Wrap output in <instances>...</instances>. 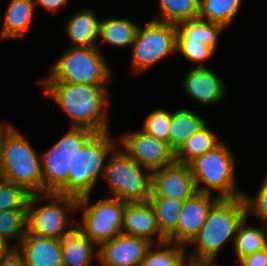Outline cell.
I'll return each mask as SVG.
<instances>
[{
	"instance_id": "obj_40",
	"label": "cell",
	"mask_w": 267,
	"mask_h": 266,
	"mask_svg": "<svg viewBox=\"0 0 267 266\" xmlns=\"http://www.w3.org/2000/svg\"><path fill=\"white\" fill-rule=\"evenodd\" d=\"M184 266H218L217 261H194L188 259Z\"/></svg>"
},
{
	"instance_id": "obj_41",
	"label": "cell",
	"mask_w": 267,
	"mask_h": 266,
	"mask_svg": "<svg viewBox=\"0 0 267 266\" xmlns=\"http://www.w3.org/2000/svg\"><path fill=\"white\" fill-rule=\"evenodd\" d=\"M0 178H2V173H1V143H0Z\"/></svg>"
},
{
	"instance_id": "obj_11",
	"label": "cell",
	"mask_w": 267,
	"mask_h": 266,
	"mask_svg": "<svg viewBox=\"0 0 267 266\" xmlns=\"http://www.w3.org/2000/svg\"><path fill=\"white\" fill-rule=\"evenodd\" d=\"M176 24L149 20L142 28L138 27L132 43L131 68L134 73H142L163 59L176 54Z\"/></svg>"
},
{
	"instance_id": "obj_16",
	"label": "cell",
	"mask_w": 267,
	"mask_h": 266,
	"mask_svg": "<svg viewBox=\"0 0 267 266\" xmlns=\"http://www.w3.org/2000/svg\"><path fill=\"white\" fill-rule=\"evenodd\" d=\"M219 199L217 195L198 192L183 201L176 229L177 244L186 246L194 238L206 221L210 209Z\"/></svg>"
},
{
	"instance_id": "obj_26",
	"label": "cell",
	"mask_w": 267,
	"mask_h": 266,
	"mask_svg": "<svg viewBox=\"0 0 267 266\" xmlns=\"http://www.w3.org/2000/svg\"><path fill=\"white\" fill-rule=\"evenodd\" d=\"M186 249L169 240L152 243L139 266H184L188 260Z\"/></svg>"
},
{
	"instance_id": "obj_32",
	"label": "cell",
	"mask_w": 267,
	"mask_h": 266,
	"mask_svg": "<svg viewBox=\"0 0 267 266\" xmlns=\"http://www.w3.org/2000/svg\"><path fill=\"white\" fill-rule=\"evenodd\" d=\"M30 195L23 186L0 178V210L28 209Z\"/></svg>"
},
{
	"instance_id": "obj_3",
	"label": "cell",
	"mask_w": 267,
	"mask_h": 266,
	"mask_svg": "<svg viewBox=\"0 0 267 266\" xmlns=\"http://www.w3.org/2000/svg\"><path fill=\"white\" fill-rule=\"evenodd\" d=\"M14 126L0 121L2 178L31 194L43 193L41 155Z\"/></svg>"
},
{
	"instance_id": "obj_9",
	"label": "cell",
	"mask_w": 267,
	"mask_h": 266,
	"mask_svg": "<svg viewBox=\"0 0 267 266\" xmlns=\"http://www.w3.org/2000/svg\"><path fill=\"white\" fill-rule=\"evenodd\" d=\"M96 134L86 128L70 127L41 155L43 193L57 192L67 181L77 153Z\"/></svg>"
},
{
	"instance_id": "obj_17",
	"label": "cell",
	"mask_w": 267,
	"mask_h": 266,
	"mask_svg": "<svg viewBox=\"0 0 267 266\" xmlns=\"http://www.w3.org/2000/svg\"><path fill=\"white\" fill-rule=\"evenodd\" d=\"M13 248L23 266H64L59 239L26 234Z\"/></svg>"
},
{
	"instance_id": "obj_7",
	"label": "cell",
	"mask_w": 267,
	"mask_h": 266,
	"mask_svg": "<svg viewBox=\"0 0 267 266\" xmlns=\"http://www.w3.org/2000/svg\"><path fill=\"white\" fill-rule=\"evenodd\" d=\"M117 145L106 161L103 180L111 197L147 202L152 194L153 171L142 167Z\"/></svg>"
},
{
	"instance_id": "obj_15",
	"label": "cell",
	"mask_w": 267,
	"mask_h": 266,
	"mask_svg": "<svg viewBox=\"0 0 267 266\" xmlns=\"http://www.w3.org/2000/svg\"><path fill=\"white\" fill-rule=\"evenodd\" d=\"M184 77L182 87L190 99L199 104L216 105L227 92L225 81L208 66H193Z\"/></svg>"
},
{
	"instance_id": "obj_39",
	"label": "cell",
	"mask_w": 267,
	"mask_h": 266,
	"mask_svg": "<svg viewBox=\"0 0 267 266\" xmlns=\"http://www.w3.org/2000/svg\"><path fill=\"white\" fill-rule=\"evenodd\" d=\"M15 249L4 239L0 238V261L6 259Z\"/></svg>"
},
{
	"instance_id": "obj_22",
	"label": "cell",
	"mask_w": 267,
	"mask_h": 266,
	"mask_svg": "<svg viewBox=\"0 0 267 266\" xmlns=\"http://www.w3.org/2000/svg\"><path fill=\"white\" fill-rule=\"evenodd\" d=\"M137 24L130 18L122 19L113 16L101 19L97 47L99 48V44L104 43L123 49L132 45L139 27Z\"/></svg>"
},
{
	"instance_id": "obj_6",
	"label": "cell",
	"mask_w": 267,
	"mask_h": 266,
	"mask_svg": "<svg viewBox=\"0 0 267 266\" xmlns=\"http://www.w3.org/2000/svg\"><path fill=\"white\" fill-rule=\"evenodd\" d=\"M44 200L47 201L46 205L36 207ZM70 214H77V198L55 192L31 194L27 234L61 240L76 228L75 219L73 222L68 217Z\"/></svg>"
},
{
	"instance_id": "obj_1",
	"label": "cell",
	"mask_w": 267,
	"mask_h": 266,
	"mask_svg": "<svg viewBox=\"0 0 267 266\" xmlns=\"http://www.w3.org/2000/svg\"><path fill=\"white\" fill-rule=\"evenodd\" d=\"M43 92L71 120V127L86 128L96 133L110 131L109 93L107 85H87L66 82H38ZM107 90V91H106Z\"/></svg>"
},
{
	"instance_id": "obj_34",
	"label": "cell",
	"mask_w": 267,
	"mask_h": 266,
	"mask_svg": "<svg viewBox=\"0 0 267 266\" xmlns=\"http://www.w3.org/2000/svg\"><path fill=\"white\" fill-rule=\"evenodd\" d=\"M243 200L246 206L247 218L253 217L260 224L267 226V175L263 178L256 196H250L243 192Z\"/></svg>"
},
{
	"instance_id": "obj_20",
	"label": "cell",
	"mask_w": 267,
	"mask_h": 266,
	"mask_svg": "<svg viewBox=\"0 0 267 266\" xmlns=\"http://www.w3.org/2000/svg\"><path fill=\"white\" fill-rule=\"evenodd\" d=\"M94 13L91 8L80 9L68 19L64 31L69 38L70 46H97L100 20Z\"/></svg>"
},
{
	"instance_id": "obj_31",
	"label": "cell",
	"mask_w": 267,
	"mask_h": 266,
	"mask_svg": "<svg viewBox=\"0 0 267 266\" xmlns=\"http://www.w3.org/2000/svg\"><path fill=\"white\" fill-rule=\"evenodd\" d=\"M28 209L0 210V238L10 244L16 239L19 244L27 234Z\"/></svg>"
},
{
	"instance_id": "obj_5",
	"label": "cell",
	"mask_w": 267,
	"mask_h": 266,
	"mask_svg": "<svg viewBox=\"0 0 267 266\" xmlns=\"http://www.w3.org/2000/svg\"><path fill=\"white\" fill-rule=\"evenodd\" d=\"M51 67L46 79L38 82H66L107 85L112 82L109 63L102 50L95 47L68 46Z\"/></svg>"
},
{
	"instance_id": "obj_33",
	"label": "cell",
	"mask_w": 267,
	"mask_h": 266,
	"mask_svg": "<svg viewBox=\"0 0 267 266\" xmlns=\"http://www.w3.org/2000/svg\"><path fill=\"white\" fill-rule=\"evenodd\" d=\"M176 52L181 53L184 59L195 64V67L206 66L204 63L216 53L204 41L190 40V38H177Z\"/></svg>"
},
{
	"instance_id": "obj_24",
	"label": "cell",
	"mask_w": 267,
	"mask_h": 266,
	"mask_svg": "<svg viewBox=\"0 0 267 266\" xmlns=\"http://www.w3.org/2000/svg\"><path fill=\"white\" fill-rule=\"evenodd\" d=\"M249 218L238 227L233 249L236 256V263L243 257L267 248V226L261 224L260 227L250 226Z\"/></svg>"
},
{
	"instance_id": "obj_29",
	"label": "cell",
	"mask_w": 267,
	"mask_h": 266,
	"mask_svg": "<svg viewBox=\"0 0 267 266\" xmlns=\"http://www.w3.org/2000/svg\"><path fill=\"white\" fill-rule=\"evenodd\" d=\"M243 0H199L198 18L228 27Z\"/></svg>"
},
{
	"instance_id": "obj_21",
	"label": "cell",
	"mask_w": 267,
	"mask_h": 266,
	"mask_svg": "<svg viewBox=\"0 0 267 266\" xmlns=\"http://www.w3.org/2000/svg\"><path fill=\"white\" fill-rule=\"evenodd\" d=\"M61 253L64 266H91L99 247L76 227L61 239Z\"/></svg>"
},
{
	"instance_id": "obj_28",
	"label": "cell",
	"mask_w": 267,
	"mask_h": 266,
	"mask_svg": "<svg viewBox=\"0 0 267 266\" xmlns=\"http://www.w3.org/2000/svg\"><path fill=\"white\" fill-rule=\"evenodd\" d=\"M217 136L214 130L209 128L207 123L198 132L187 139L175 152L176 161L189 165L197 157L214 149L222 142Z\"/></svg>"
},
{
	"instance_id": "obj_19",
	"label": "cell",
	"mask_w": 267,
	"mask_h": 266,
	"mask_svg": "<svg viewBox=\"0 0 267 266\" xmlns=\"http://www.w3.org/2000/svg\"><path fill=\"white\" fill-rule=\"evenodd\" d=\"M34 0H10L4 13L0 38L21 39L25 37L34 20Z\"/></svg>"
},
{
	"instance_id": "obj_18",
	"label": "cell",
	"mask_w": 267,
	"mask_h": 266,
	"mask_svg": "<svg viewBox=\"0 0 267 266\" xmlns=\"http://www.w3.org/2000/svg\"><path fill=\"white\" fill-rule=\"evenodd\" d=\"M122 234L141 237L153 244L166 241L161 235L155 212L149 201L126 203Z\"/></svg>"
},
{
	"instance_id": "obj_14",
	"label": "cell",
	"mask_w": 267,
	"mask_h": 266,
	"mask_svg": "<svg viewBox=\"0 0 267 266\" xmlns=\"http://www.w3.org/2000/svg\"><path fill=\"white\" fill-rule=\"evenodd\" d=\"M152 243L147 239L120 234L99 246L103 266H139Z\"/></svg>"
},
{
	"instance_id": "obj_27",
	"label": "cell",
	"mask_w": 267,
	"mask_h": 266,
	"mask_svg": "<svg viewBox=\"0 0 267 266\" xmlns=\"http://www.w3.org/2000/svg\"><path fill=\"white\" fill-rule=\"evenodd\" d=\"M177 38H190V40L204 41L215 51L218 47L219 37L226 28L218 23L200 18L181 21L176 24Z\"/></svg>"
},
{
	"instance_id": "obj_25",
	"label": "cell",
	"mask_w": 267,
	"mask_h": 266,
	"mask_svg": "<svg viewBox=\"0 0 267 266\" xmlns=\"http://www.w3.org/2000/svg\"><path fill=\"white\" fill-rule=\"evenodd\" d=\"M149 202L155 212L161 235L166 240L176 243V229L183 201L163 197H150Z\"/></svg>"
},
{
	"instance_id": "obj_37",
	"label": "cell",
	"mask_w": 267,
	"mask_h": 266,
	"mask_svg": "<svg viewBox=\"0 0 267 266\" xmlns=\"http://www.w3.org/2000/svg\"><path fill=\"white\" fill-rule=\"evenodd\" d=\"M35 6H41L50 13H59L61 8H67L69 0H34Z\"/></svg>"
},
{
	"instance_id": "obj_35",
	"label": "cell",
	"mask_w": 267,
	"mask_h": 266,
	"mask_svg": "<svg viewBox=\"0 0 267 266\" xmlns=\"http://www.w3.org/2000/svg\"><path fill=\"white\" fill-rule=\"evenodd\" d=\"M141 128L146 133L168 142V133L171 126V112L165 109H156L148 113Z\"/></svg>"
},
{
	"instance_id": "obj_8",
	"label": "cell",
	"mask_w": 267,
	"mask_h": 266,
	"mask_svg": "<svg viewBox=\"0 0 267 266\" xmlns=\"http://www.w3.org/2000/svg\"><path fill=\"white\" fill-rule=\"evenodd\" d=\"M236 160L229 145L223 141L193 160L189 165L198 191L216 192L219 198L242 196L243 192L236 185Z\"/></svg>"
},
{
	"instance_id": "obj_30",
	"label": "cell",
	"mask_w": 267,
	"mask_h": 266,
	"mask_svg": "<svg viewBox=\"0 0 267 266\" xmlns=\"http://www.w3.org/2000/svg\"><path fill=\"white\" fill-rule=\"evenodd\" d=\"M159 21L177 24L181 21L198 18L199 0H159Z\"/></svg>"
},
{
	"instance_id": "obj_2",
	"label": "cell",
	"mask_w": 267,
	"mask_h": 266,
	"mask_svg": "<svg viewBox=\"0 0 267 266\" xmlns=\"http://www.w3.org/2000/svg\"><path fill=\"white\" fill-rule=\"evenodd\" d=\"M247 217L242 196L220 198L210 209L207 219L199 232L185 246L194 247L187 253L194 261H217V255L235 236L240 224Z\"/></svg>"
},
{
	"instance_id": "obj_4",
	"label": "cell",
	"mask_w": 267,
	"mask_h": 266,
	"mask_svg": "<svg viewBox=\"0 0 267 266\" xmlns=\"http://www.w3.org/2000/svg\"><path fill=\"white\" fill-rule=\"evenodd\" d=\"M109 131L96 133L77 153L68 181L56 192L80 198L92 194L100 176L103 179L106 161L118 140Z\"/></svg>"
},
{
	"instance_id": "obj_12",
	"label": "cell",
	"mask_w": 267,
	"mask_h": 266,
	"mask_svg": "<svg viewBox=\"0 0 267 266\" xmlns=\"http://www.w3.org/2000/svg\"><path fill=\"white\" fill-rule=\"evenodd\" d=\"M118 146L139 165L151 171L176 161L175 151L169 143L158 139L142 129L129 131L118 139Z\"/></svg>"
},
{
	"instance_id": "obj_36",
	"label": "cell",
	"mask_w": 267,
	"mask_h": 266,
	"mask_svg": "<svg viewBox=\"0 0 267 266\" xmlns=\"http://www.w3.org/2000/svg\"><path fill=\"white\" fill-rule=\"evenodd\" d=\"M240 266H267V248L241 258L237 262Z\"/></svg>"
},
{
	"instance_id": "obj_23",
	"label": "cell",
	"mask_w": 267,
	"mask_h": 266,
	"mask_svg": "<svg viewBox=\"0 0 267 266\" xmlns=\"http://www.w3.org/2000/svg\"><path fill=\"white\" fill-rule=\"evenodd\" d=\"M207 124L206 120L188 108H179L171 112V126L168 143L176 152L193 134Z\"/></svg>"
},
{
	"instance_id": "obj_10",
	"label": "cell",
	"mask_w": 267,
	"mask_h": 266,
	"mask_svg": "<svg viewBox=\"0 0 267 266\" xmlns=\"http://www.w3.org/2000/svg\"><path fill=\"white\" fill-rule=\"evenodd\" d=\"M90 195L77 199V214L81 211V222L76 227L98 247L122 234L123 215L126 201L106 197L92 204Z\"/></svg>"
},
{
	"instance_id": "obj_38",
	"label": "cell",
	"mask_w": 267,
	"mask_h": 266,
	"mask_svg": "<svg viewBox=\"0 0 267 266\" xmlns=\"http://www.w3.org/2000/svg\"><path fill=\"white\" fill-rule=\"evenodd\" d=\"M0 266H23L19 255L14 251L6 259L0 261Z\"/></svg>"
},
{
	"instance_id": "obj_13",
	"label": "cell",
	"mask_w": 267,
	"mask_h": 266,
	"mask_svg": "<svg viewBox=\"0 0 267 266\" xmlns=\"http://www.w3.org/2000/svg\"><path fill=\"white\" fill-rule=\"evenodd\" d=\"M196 180L190 165L175 161L153 171L152 194L150 197H163L184 201L198 193Z\"/></svg>"
}]
</instances>
